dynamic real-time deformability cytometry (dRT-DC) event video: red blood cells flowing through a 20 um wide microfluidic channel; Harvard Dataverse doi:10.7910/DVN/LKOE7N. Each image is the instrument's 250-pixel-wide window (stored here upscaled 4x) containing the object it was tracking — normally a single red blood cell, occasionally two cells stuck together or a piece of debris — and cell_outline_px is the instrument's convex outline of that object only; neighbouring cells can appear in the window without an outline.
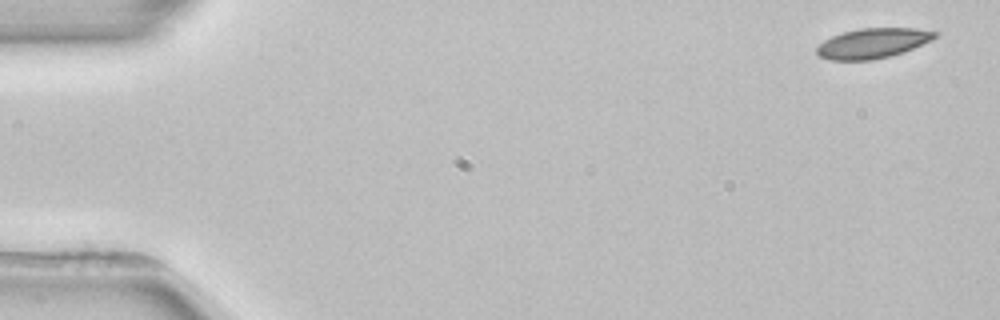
{"species": "common noctule bat (a hibernating species)", "species_latin": "Nyctalus noctula", "temperature_condition": "room temperature", "stored_images_in_passage": 4, "camera_frame_rate_fps": 3000, "um_per_image_px": 0.085, "animal": {"sex": "female", "body_mass_g": 22.7, "forearm_length_mm": 54.2}, "frame": {"image": 1, "passage_image": 1, "time_ms": 0.0, "image_size_px": [1000, 320], "cell_outline_px": [[940, 32], [932, 40], [904, 52], [872, 60], [828, 60], [820, 56], [816, 52], [816, 48], [824, 40], [832, 36], [844, 32], [860, 28], [916, 28]], "centroid_in_image_um": [74.2, 3.67], "position_along_channel_um": 10.8, "area_um2": 20.63}}
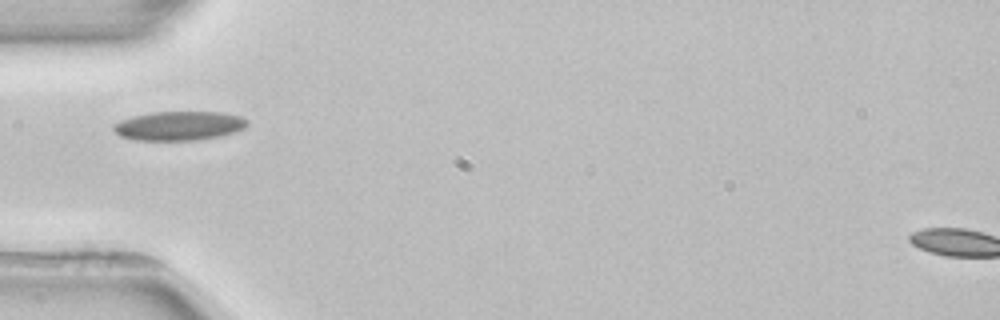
{"frame": {"image": 2, "passage_image": 4, "time_ms": 5.0, "image_size_px": [1000, 320], "cell_outline_px": [[248, 124], [244, 128], [232, 132], [216, 136], [196, 140], [136, 140], [120, 136], [112, 128], [112, 124], [120, 120], [132, 116], [152, 112], [220, 112], [240, 116], [248, 120]], "centroid_in_image_um": [15.17, 10.68], "position_along_channel_um": 69.8, "area_um2": 22.54}}